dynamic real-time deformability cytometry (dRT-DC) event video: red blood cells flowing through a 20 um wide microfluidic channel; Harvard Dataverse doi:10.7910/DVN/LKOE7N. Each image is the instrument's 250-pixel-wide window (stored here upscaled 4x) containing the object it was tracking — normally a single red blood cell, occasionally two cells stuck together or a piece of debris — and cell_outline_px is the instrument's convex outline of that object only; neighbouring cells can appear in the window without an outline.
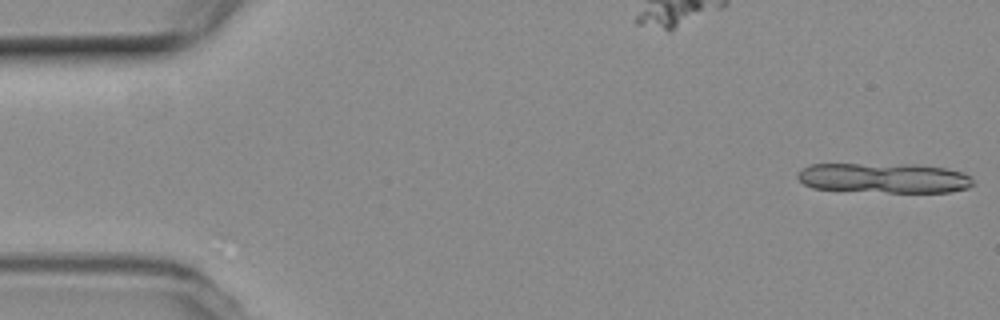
{"species": "common noctule bat (a hibernating species)", "species_latin": "Nyctalus noctula", "temperature_condition": "room temperature", "stored_images_in_passage": 5, "camera_frame_rate_fps": 3000, "um_per_image_px": 0.085, "animal": {"sex": "female", "body_mass_g": 19.3, "forearm_length_mm": 54.1}, "frame": {"image": 1, "passage_image": 1, "time_ms": 0.0, "image_size_px": [1000, 320], "cell_outline_px": [[972, 184], [968, 188], [952, 192], [888, 192], [812, 188], [804, 184], [796, 176], [804, 168], [812, 164], [916, 164], [944, 168], [964, 172], [972, 176]], "centroid_in_image_um": [75.2, 15.12], "position_along_channel_um": 9.8, "area_um2": 30.63}}